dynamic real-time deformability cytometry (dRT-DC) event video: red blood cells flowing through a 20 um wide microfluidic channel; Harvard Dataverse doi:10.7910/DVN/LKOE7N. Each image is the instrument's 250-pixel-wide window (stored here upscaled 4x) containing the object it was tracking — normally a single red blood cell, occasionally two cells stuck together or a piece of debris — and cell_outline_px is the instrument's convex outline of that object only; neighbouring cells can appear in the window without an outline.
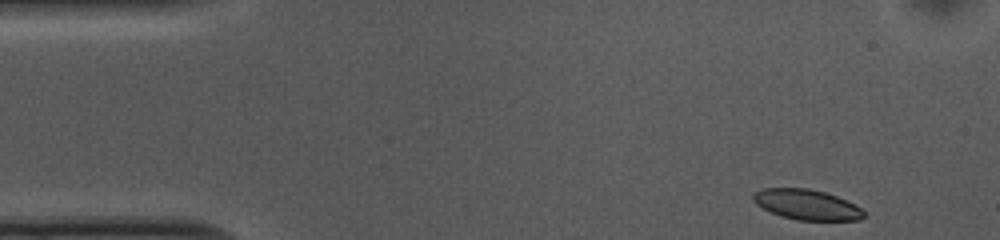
{"species": "common noctule bat (a hibernating species)", "species_latin": "Nyctalus noctula", "temperature_condition": "cold", "stored_images_in_passage": 49, "camera_frame_rate_fps": 3000, "um_per_image_px": 0.085, "animal": {"sex": "female", "body_mass_g": 10.0, "forearm_length_mm": 53.1}, "frame": {"image": 1, "passage_image": 1, "time_ms": 0.0, "image_size_px": [1000, 240], "cell_outline_px": [[864, 216], [860, 220], [796, 220], [780, 216], [756, 204], [752, 200], [752, 196], [756, 192], [764, 188], [808, 188], [824, 192], [836, 196], [860, 208], [864, 212]], "centroid_in_image_um": [68.54, 17.39], "position_along_channel_um": 16.5, "area_um2": 19.25}}
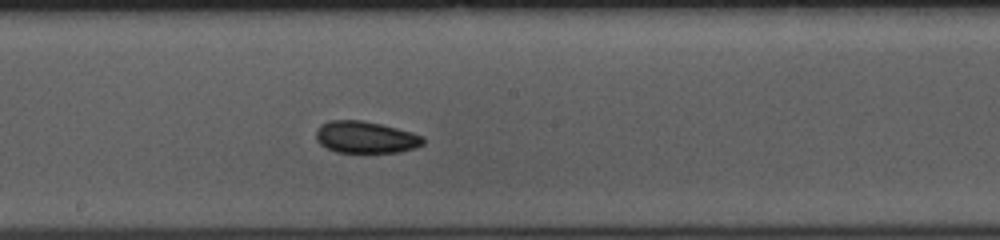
{"frame": {"image": 2, "passage_image": 24, "time_ms": 7.667, "image_size_px": [1000, 240], "cell_outline_px": [[424, 144], [416, 148], [400, 152], [336, 152], [320, 144], [316, 140], [316, 128], [320, 124], [328, 120], [364, 120], [412, 132], [424, 136]], "centroid_in_image_um": [31.07, 11.66], "position_along_channel_um": 217.1, "area_um2": 20.06}}
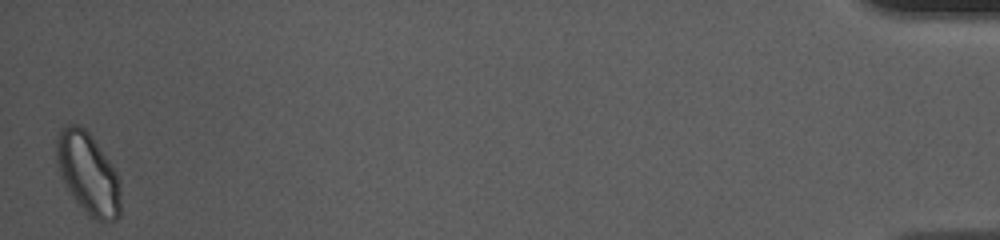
{"frame": {"image": 3, "passage_image": 49, "time_ms": 16.0, "image_size_px": [1000, 240], "cell_outline_px": [[120, 216], [116, 220], [96, 220], [88, 216], [72, 196], [64, 184], [56, 164], [56, 140], [60, 128], [64, 124], [80, 124], [92, 136], [116, 172], [120, 180]], "centroid_in_image_um": [7.46, 14.73], "position_along_channel_um": 427.7, "area_um2": 30.63}, "authors_computed_cell_mechanics": {"area_um2": 20.4034, "velocity_mm_per_s": 3.685, "shape_relaxation_time_tau1_ms": 5.2724, "shape_relaxation_time_tau2_ms": 6.4004, "deformation_change_tau1": 0.1035, "deformation_change_tau2": 0.0998}}